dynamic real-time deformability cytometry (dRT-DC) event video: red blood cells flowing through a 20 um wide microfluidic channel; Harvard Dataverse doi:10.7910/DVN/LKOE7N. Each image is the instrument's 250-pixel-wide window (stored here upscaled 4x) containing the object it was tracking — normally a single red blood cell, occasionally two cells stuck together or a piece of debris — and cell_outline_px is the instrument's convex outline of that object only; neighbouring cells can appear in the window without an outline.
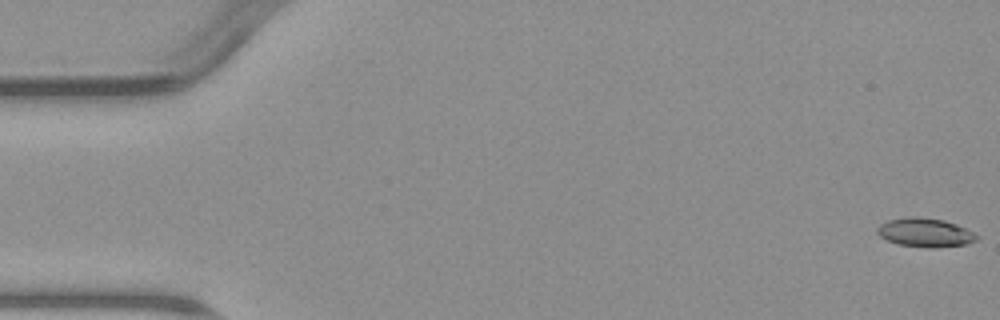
{"species": "common noctule bat (a hibernating species)", "species_latin": "Nyctalus noctula", "temperature_condition": "warm", "stored_images_in_passage": 5, "camera_frame_rate_fps": 3000, "um_per_image_px": 0.085, "animal": {"sex": "male", "body_mass_g": 23.1, "forearm_length_mm": 52.7}, "frame": {"image": 1, "passage_image": 1, "time_ms": 0.0, "image_size_px": [1000, 320], "cell_outline_px": [[980, 236], [976, 240], [968, 244], [936, 248], [928, 248], [896, 244], [880, 236], [876, 232], [876, 228], [880, 224], [888, 220], [908, 216], [916, 216], [944, 220], [956, 224]], "centroid_in_image_um": [78.62, 19.77], "position_along_channel_um": 6.4, "area_um2": 16.88}}
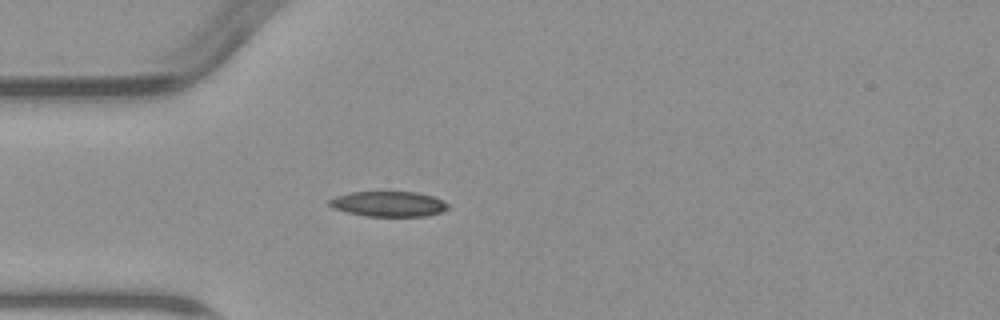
{"frame": {"image": 2, "passage_image": 5, "time_ms": 5.0, "image_size_px": [1000, 320], "cell_outline_px": [[448, 208], [440, 212], [424, 216], [368, 216], [348, 212], [332, 208], [328, 204], [328, 200], [336, 196], [352, 192], [416, 192], [432, 196], [448, 204]], "centroid_in_image_um": [32.99, 17.33], "position_along_channel_um": 52.0, "area_um2": 17.22}}